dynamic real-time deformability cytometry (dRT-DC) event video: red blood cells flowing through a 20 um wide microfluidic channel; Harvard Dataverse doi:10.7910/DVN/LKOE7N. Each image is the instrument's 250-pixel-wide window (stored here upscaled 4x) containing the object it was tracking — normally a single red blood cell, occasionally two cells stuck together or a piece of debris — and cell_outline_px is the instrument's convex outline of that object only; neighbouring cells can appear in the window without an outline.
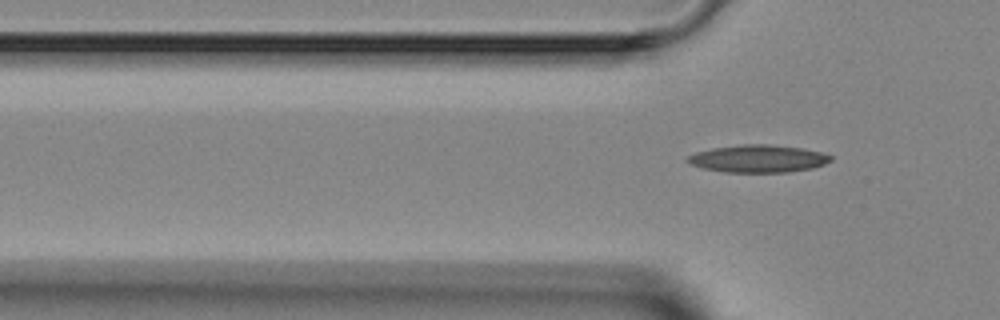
{"species": "Egyptian fruit bat (a non-hibernating species)", "species_latin": "Rousettus aegyptiacus", "temperature_condition": "room temperature", "stored_images_in_passage": 6, "segment_of_instrument_passage": [2, 2], "camera_frame_rate_fps": 3000, "um_per_image_px": 0.085, "animal": {"sex": "female"}, "frame": {"image": 1, "passage_image": 6, "time_ms": 6.0, "image_size_px": [1000, 320], "cell_outline_px": [[832, 160], [824, 164], [812, 168], [788, 172], [724, 172], [704, 168], [692, 164], [684, 160], [688, 156], [696, 152], [712, 148], [740, 144], [768, 144], [800, 148], [820, 152], [832, 156]], "centroid_in_image_um": [64.42, 13.48], "position_along_channel_um": 61.4, "area_um2": 22.83}}